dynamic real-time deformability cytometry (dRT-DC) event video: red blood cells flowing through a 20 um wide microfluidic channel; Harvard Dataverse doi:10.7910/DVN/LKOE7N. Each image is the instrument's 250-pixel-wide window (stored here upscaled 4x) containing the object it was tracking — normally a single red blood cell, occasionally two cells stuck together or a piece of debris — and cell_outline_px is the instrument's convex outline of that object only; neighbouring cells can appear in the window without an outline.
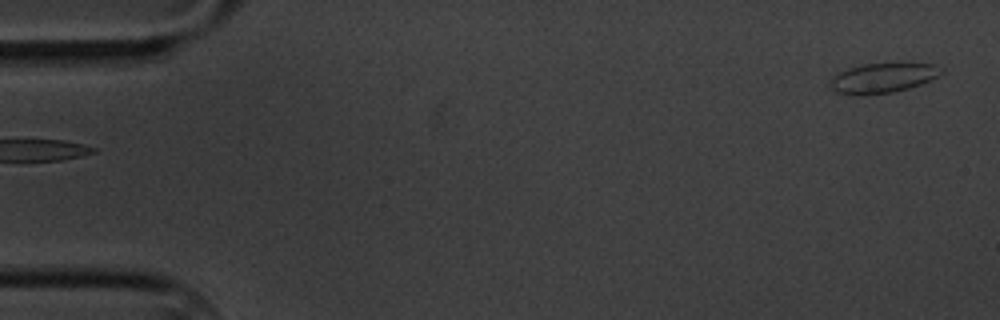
{"species": "common noctule bat (a hibernating species)", "species_latin": "Nyctalus noctula", "temperature_condition": "cold", "stored_images_in_passage": 5, "segment_of_instrument_passage": [2, 2], "camera_frame_rate_fps": 3000, "um_per_image_px": 0.085, "animal": {"sex": "male", "body_mass_g": 20.1, "forearm_length_mm": 53.5}, "frame": {"image": 1, "passage_image": 5, "time_ms": 5.667, "image_size_px": [1000, 320], "cell_outline_px": [[944, 72], [920, 84], [908, 88], [892, 92], [860, 96], [856, 96], [836, 92], [828, 84], [832, 76], [848, 68], [864, 64], [932, 64], [944, 68]], "centroid_in_image_um": [74.98, 6.64], "position_along_channel_um": 10.0, "area_um2": 19.13}}